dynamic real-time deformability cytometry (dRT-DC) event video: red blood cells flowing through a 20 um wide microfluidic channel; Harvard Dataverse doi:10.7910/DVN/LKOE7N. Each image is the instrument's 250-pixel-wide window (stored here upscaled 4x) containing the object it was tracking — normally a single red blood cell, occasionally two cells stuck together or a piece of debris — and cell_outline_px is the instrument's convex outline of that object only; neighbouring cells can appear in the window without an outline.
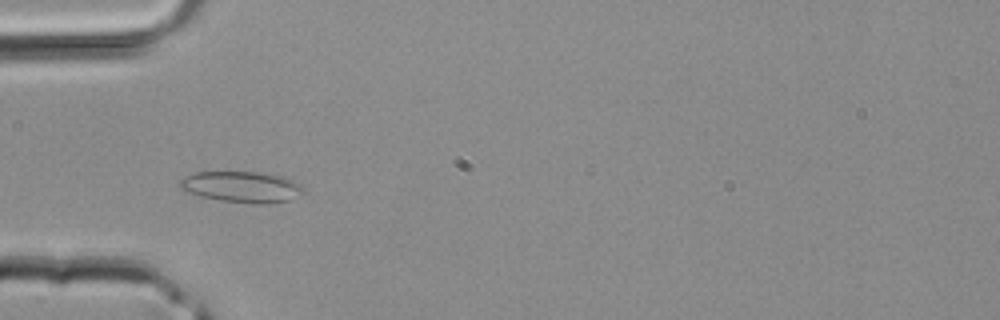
{"species": "common noctule bat (a hibernating species)", "species_latin": "Nyctalus noctula", "temperature_condition": "room temperature", "stored_images_in_passage": 29, "camera_frame_rate_fps": 3000, "um_per_image_px": 0.085, "animal": {"sex": "male", "body_mass_g": 20.4}, "frame": {"image": 1, "passage_image": 4, "time_ms": 1.0, "image_size_px": [1000, 320], "cell_outline_px": [[304, 192], [288, 200], [268, 204], [252, 204], [220, 200], [200, 196], [184, 192], [180, 188], [180, 180], [184, 176], [196, 172], [260, 172], [280, 176], [292, 180], [300, 184], [304, 188]], "centroid_in_image_um": [20.52, 15.89], "position_along_channel_um": 64.5, "area_um2": 22.43}}
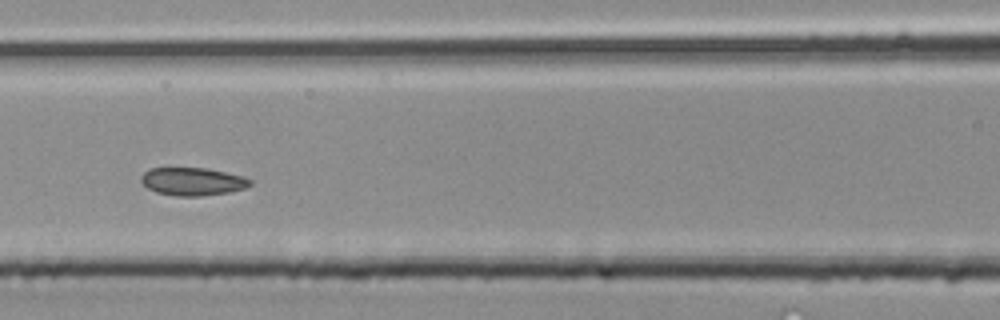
{"frame": {"image": 2, "passage_image": 9, "time_ms": 2.667, "image_size_px": [1000, 320], "cell_outline_px": [[252, 184], [244, 188], [228, 192], [200, 196], [176, 196], [156, 192], [148, 188], [140, 180], [140, 176], [148, 168], [208, 168], [244, 176], [252, 180]], "centroid_in_image_um": [16.37, 15.42], "position_along_channel_um": 150.2, "area_um2": 17.8}}
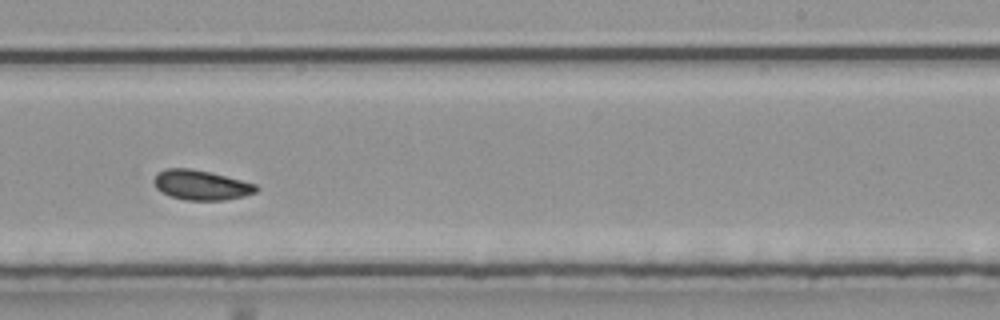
{"frame": {"image": 3, "passage_image": 16, "time_ms": 5.0, "image_size_px": [1000, 320], "cell_outline_px": [[260, 188], [256, 192], [244, 196], [224, 200], [184, 200], [160, 192], [156, 188], [152, 180], [156, 172], [164, 168], [192, 168], [212, 172], [256, 184]], "centroid_in_image_um": [17.06, 15.71], "position_along_channel_um": 271.9, "area_um2": 18.09}}